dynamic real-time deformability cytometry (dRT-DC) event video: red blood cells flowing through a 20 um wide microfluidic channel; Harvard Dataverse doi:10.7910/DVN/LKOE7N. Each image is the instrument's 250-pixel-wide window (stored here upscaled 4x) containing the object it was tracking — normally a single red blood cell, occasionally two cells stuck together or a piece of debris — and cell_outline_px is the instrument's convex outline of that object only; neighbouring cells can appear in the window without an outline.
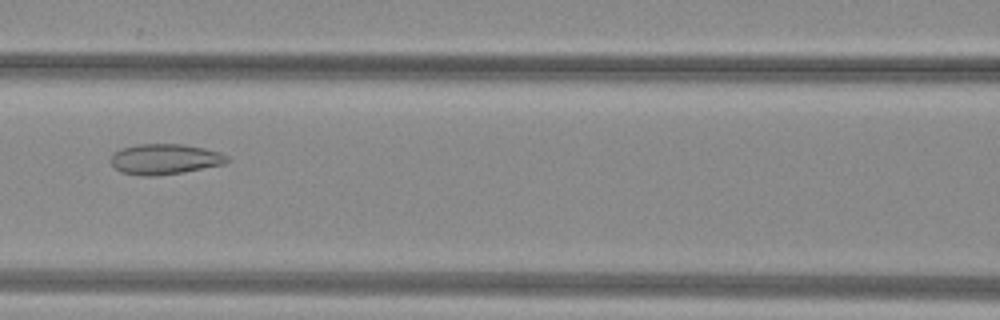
{"species": "common noctule bat (a hibernating species)", "species_latin": "Nyctalus noctula", "temperature_condition": "warm", "stored_images_in_passage": 45, "camera_frame_rate_fps": 3000, "um_per_image_px": 0.085, "animal": {"sex": "female", "body_mass_g": 29.2, "forearm_length_mm": 56.3}, "frame": {"image": 1, "passage_image": 17, "time_ms": 5.333, "image_size_px": [1000, 320], "cell_outline_px": [[228, 160], [224, 164], [180, 172], [156, 176], [144, 176], [120, 172], [112, 164], [112, 152], [120, 148], [140, 144], [184, 144], [204, 148], [220, 152], [228, 156]], "centroid_in_image_um": [13.99, 13.51], "position_along_channel_um": 152.6, "area_um2": 20.52}}
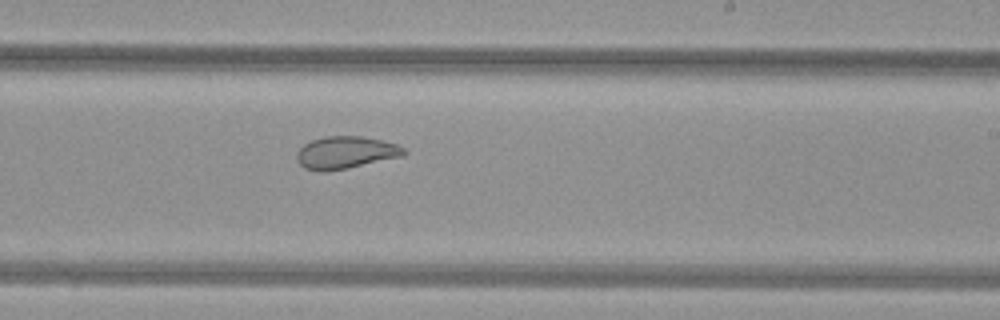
{"frame": {"image": 2, "passage_image": 25, "time_ms": 8.0, "image_size_px": [1000, 320], "cell_outline_px": [[408, 152], [400, 156], [348, 168], [324, 172], [320, 172], [304, 168], [296, 160], [296, 152], [304, 144], [312, 140], [324, 136], [360, 136], [380, 140], [396, 144], [404, 148]], "centroid_in_image_um": [29.32, 12.97], "position_along_channel_um": 259.7, "area_um2": 20.11}}
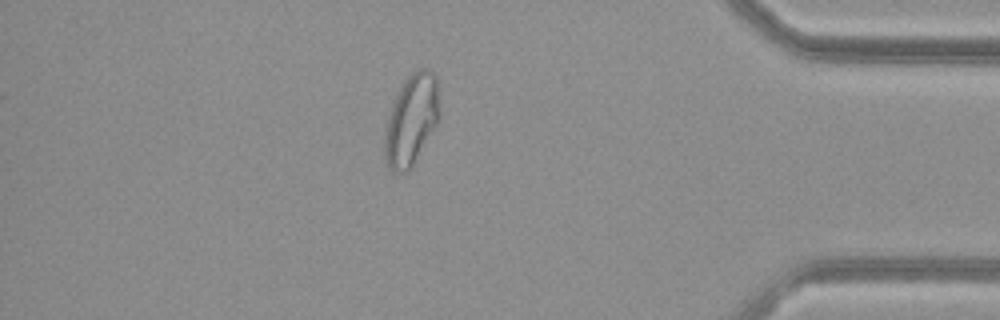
{"frame": {"image": 3, "passage_image": 38, "time_ms": 12.333, "image_size_px": [1000, 320], "cell_outline_px": [[440, 116], [436, 124], [412, 164], [404, 172], [396, 176], [392, 172], [384, 156], [384, 132], [392, 104], [400, 84], [412, 72], [420, 68], [428, 68], [436, 76], [440, 108]], "centroid_in_image_um": [34.95, 10.15], "position_along_channel_um": 400.2, "area_um2": 28.9}, "authors_computed_cell_mechanics": {"area_um2": 25.3164, "velocity_mm_per_s": 4.0252, "shape_relaxation_time_tau1_ms": null, "shape_relaxation_time_tau2_ms": 1.3706, "deformation_change_tau1": null, "deformation_change_tau2": 0.0739}}